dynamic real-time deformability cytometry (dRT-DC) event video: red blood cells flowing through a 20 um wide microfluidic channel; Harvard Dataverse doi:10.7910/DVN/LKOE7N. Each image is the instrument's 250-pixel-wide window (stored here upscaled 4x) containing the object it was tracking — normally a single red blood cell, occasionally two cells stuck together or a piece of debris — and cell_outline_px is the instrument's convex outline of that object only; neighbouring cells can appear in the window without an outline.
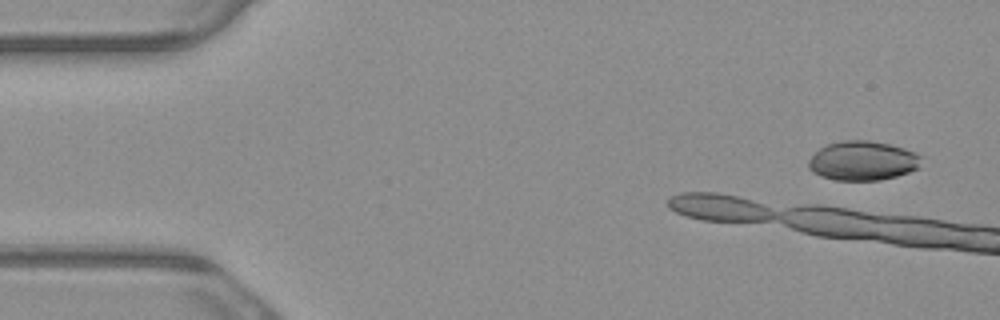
{"species": "common noctule bat (a hibernating species)", "species_latin": "Nyctalus noctula", "temperature_condition": "warm", "stored_images_in_passage": 4, "camera_frame_rate_fps": 3000, "um_per_image_px": 0.085, "animal": {"sex": "male", "body_mass_g": 23.1, "forearm_length_mm": 52.7}, "frame": {"image": 1, "passage_image": 1, "time_ms": 0.0, "image_size_px": [1000, 320], "cell_outline_px": [[924, 156], [920, 168], [896, 176], [880, 180], [836, 180], [820, 176], [812, 172], [808, 168], [808, 160], [824, 144], [844, 140], [868, 140], [888, 144], [904, 148]], "centroid_in_image_um": [73.34, 13.66], "position_along_channel_um": 11.7, "area_um2": 26.13}}